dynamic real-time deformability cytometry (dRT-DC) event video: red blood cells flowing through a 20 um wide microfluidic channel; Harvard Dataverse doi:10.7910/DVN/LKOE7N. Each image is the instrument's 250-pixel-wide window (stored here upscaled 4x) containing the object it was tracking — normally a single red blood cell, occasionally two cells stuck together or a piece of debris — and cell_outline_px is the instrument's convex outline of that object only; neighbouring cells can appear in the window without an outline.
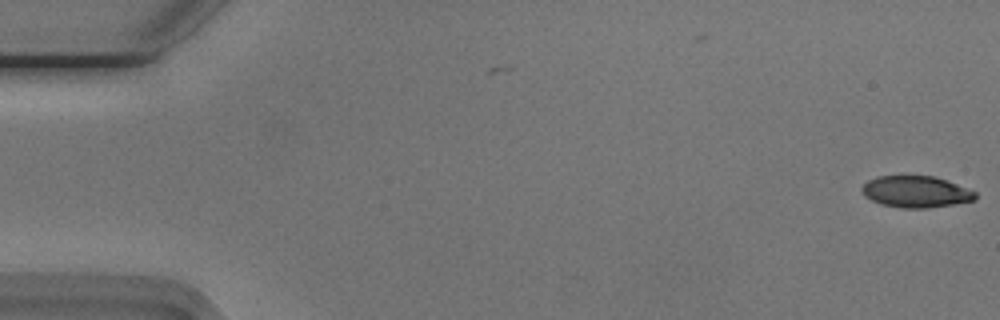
{"species": "Egyptian fruit bat (a non-hibernating species)", "species_latin": "Rousettus aegyptiacus", "temperature_condition": "cold", "stored_images_in_passage": 5, "camera_frame_rate_fps": 3000, "um_per_image_px": 0.085, "animal": {"sex": "male"}, "frame": {"image": 1, "passage_image": 5, "time_ms": 1.333, "image_size_px": [1000, 320], "cell_outline_px": [[976, 200], [928, 208], [900, 208], [880, 204], [864, 196], [860, 188], [868, 180], [876, 176], [932, 176], [956, 184], [976, 192]], "centroid_in_image_um": [77.81, 16.3], "position_along_channel_um": 7.2, "area_um2": 20.75}}